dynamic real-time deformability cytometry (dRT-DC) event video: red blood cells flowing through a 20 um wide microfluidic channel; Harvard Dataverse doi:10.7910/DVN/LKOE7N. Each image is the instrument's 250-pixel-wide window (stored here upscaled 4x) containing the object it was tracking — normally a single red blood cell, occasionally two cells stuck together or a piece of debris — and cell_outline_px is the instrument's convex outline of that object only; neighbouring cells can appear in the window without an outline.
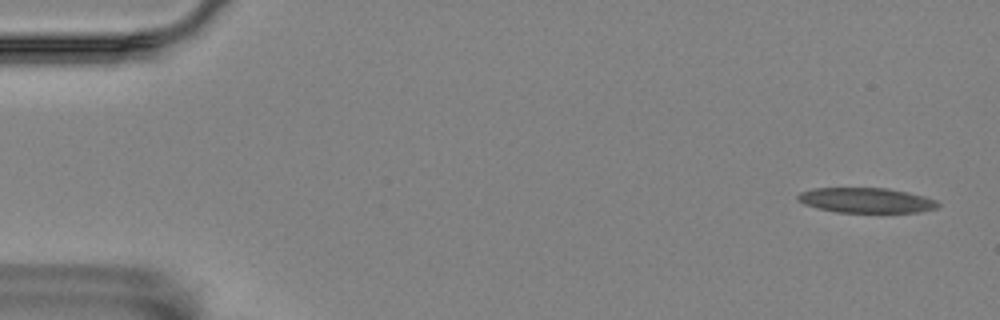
{"species": "Egyptian fruit bat (a non-hibernating species)", "species_latin": "Rousettus aegyptiacus", "temperature_condition": "room temperature", "stored_images_in_passage": 57, "segment_of_instrument_passage": [1, 2], "camera_frame_rate_fps": 3000, "um_per_image_px": 0.085, "animal": {"sex": "female"}, "frame": {"image": 1, "passage_image": 2, "time_ms": 0.333, "image_size_px": [1000, 320], "cell_outline_px": [[940, 204], [936, 208], [920, 212], [836, 212], [804, 204], [796, 200], [796, 196], [800, 192], [812, 188], [888, 188], [908, 192], [924, 196], [936, 200]], "centroid_in_image_um": [73.61, 17.02], "position_along_channel_um": 11.4, "area_um2": 20.46}}
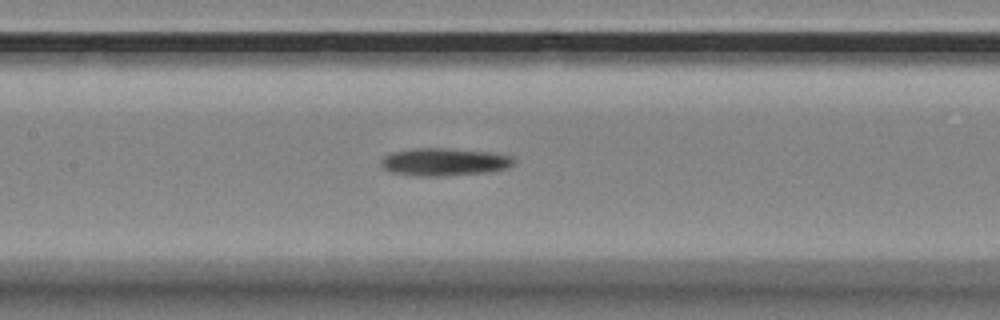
{"frame": {"image": 2, "passage_image": 26, "time_ms": 8.333, "image_size_px": [1000, 320], "cell_outline_px": [[516, 160], [508, 168], [492, 172], [444, 176], [416, 176], [392, 172], [384, 168], [380, 164], [380, 160], [384, 156], [392, 152], [416, 148], [444, 148], [492, 152], [512, 156]], "centroid_in_image_um": [37.79, 13.77], "position_along_channel_um": 169.6, "area_um2": 21.62}}
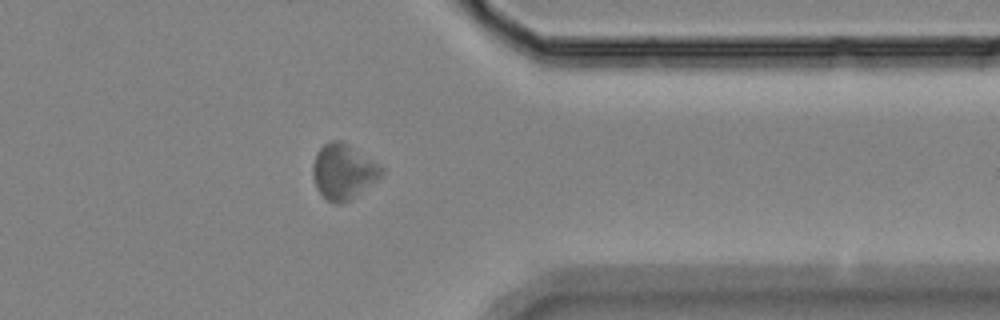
{"frame": {"image": 3, "passage_image": 45, "time_ms": 14.667, "image_size_px": [1000, 320], "cell_outline_px": [[384, 172], [380, 176], [348, 200], [340, 204], [336, 204], [328, 200], [316, 188], [312, 172], [312, 164], [316, 152], [324, 144], [332, 140], [340, 140], [348, 144], [384, 168]], "centroid_in_image_um": [29.13, 14.56], "position_along_channel_um": 382.3, "area_um2": 21.56}}